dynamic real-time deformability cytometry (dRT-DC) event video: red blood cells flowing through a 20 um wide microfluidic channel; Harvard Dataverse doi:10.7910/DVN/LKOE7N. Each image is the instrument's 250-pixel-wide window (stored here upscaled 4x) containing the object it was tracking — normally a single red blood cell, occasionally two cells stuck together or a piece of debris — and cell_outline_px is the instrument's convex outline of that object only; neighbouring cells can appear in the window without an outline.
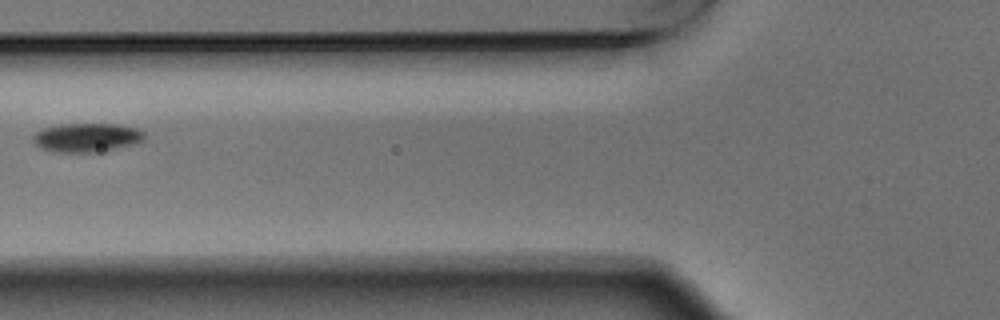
{"species": "Egyptian fruit bat (a non-hibernating species)", "species_latin": "Rousettus aegyptiacus", "temperature_condition": "warm", "stored_images_in_passage": 3, "camera_frame_rate_fps": 3000, "um_per_image_px": 0.085, "animal": {"sex": "male"}, "frame": {"image": 1, "passage_image": 3, "time_ms": 0.667, "image_size_px": [1000, 320], "cell_outline_px": [[144, 140], [132, 144], [96, 152], [56, 152], [40, 148], [32, 140], [32, 136], [36, 132], [44, 128], [60, 124], [116, 124], [136, 128], [144, 132]], "centroid_in_image_um": [7.34, 11.68], "position_along_channel_um": 118.5, "area_um2": 18.55}}